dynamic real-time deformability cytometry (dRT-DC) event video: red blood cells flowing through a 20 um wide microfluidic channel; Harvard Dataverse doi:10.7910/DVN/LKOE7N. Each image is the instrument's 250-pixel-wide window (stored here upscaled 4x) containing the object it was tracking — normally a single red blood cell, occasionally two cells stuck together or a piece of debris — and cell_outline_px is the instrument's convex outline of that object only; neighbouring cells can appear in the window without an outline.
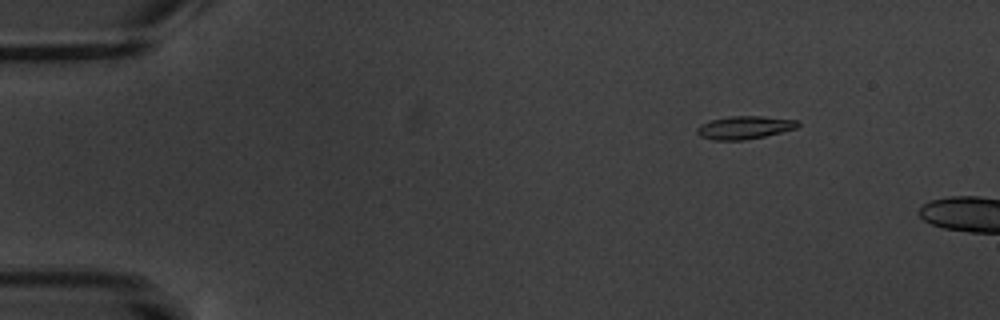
{"species": "common noctule bat (a hibernating species)", "species_latin": "Nyctalus noctula", "temperature_condition": "warm", "stored_images_in_passage": 3, "camera_frame_rate_fps": 3000, "um_per_image_px": 0.085, "animal": {"sex": "male", "body_mass_g": 20.1, "forearm_length_mm": 53.5}, "frame": {"image": 1, "passage_image": 2, "time_ms": 1.0, "image_size_px": [1000, 320], "cell_outline_px": [[800, 124], [796, 128], [764, 136], [744, 140], [712, 140], [700, 136], [696, 132], [696, 128], [700, 124], [712, 120], [728, 116], [760, 116], [796, 120]], "centroid_in_image_um": [63.24, 10.84], "position_along_channel_um": 21.8, "area_um2": 13.41}}